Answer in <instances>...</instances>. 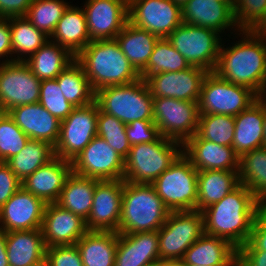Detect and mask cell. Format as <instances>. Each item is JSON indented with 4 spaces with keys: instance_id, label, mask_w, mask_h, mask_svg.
Returning a JSON list of instances; mask_svg holds the SVG:
<instances>
[{
    "instance_id": "1",
    "label": "cell",
    "mask_w": 266,
    "mask_h": 266,
    "mask_svg": "<svg viewBox=\"0 0 266 266\" xmlns=\"http://www.w3.org/2000/svg\"><path fill=\"white\" fill-rule=\"evenodd\" d=\"M263 207L254 193L240 183L202 211L204 234L226 239L238 249L249 241L254 219Z\"/></svg>"
},
{
    "instance_id": "2",
    "label": "cell",
    "mask_w": 266,
    "mask_h": 266,
    "mask_svg": "<svg viewBox=\"0 0 266 266\" xmlns=\"http://www.w3.org/2000/svg\"><path fill=\"white\" fill-rule=\"evenodd\" d=\"M239 33L242 38L238 43L227 48L221 43L214 72L258 95L266 79V31L242 30Z\"/></svg>"
},
{
    "instance_id": "3",
    "label": "cell",
    "mask_w": 266,
    "mask_h": 266,
    "mask_svg": "<svg viewBox=\"0 0 266 266\" xmlns=\"http://www.w3.org/2000/svg\"><path fill=\"white\" fill-rule=\"evenodd\" d=\"M75 61L83 68L95 92L140 79L116 39L91 41L75 56Z\"/></svg>"
},
{
    "instance_id": "4",
    "label": "cell",
    "mask_w": 266,
    "mask_h": 266,
    "mask_svg": "<svg viewBox=\"0 0 266 266\" xmlns=\"http://www.w3.org/2000/svg\"><path fill=\"white\" fill-rule=\"evenodd\" d=\"M169 212L152 184L124 181L118 233L158 231Z\"/></svg>"
},
{
    "instance_id": "5",
    "label": "cell",
    "mask_w": 266,
    "mask_h": 266,
    "mask_svg": "<svg viewBox=\"0 0 266 266\" xmlns=\"http://www.w3.org/2000/svg\"><path fill=\"white\" fill-rule=\"evenodd\" d=\"M95 102L101 111L125 125L137 121H153V96L142 78L126 85L109 86L95 92Z\"/></svg>"
},
{
    "instance_id": "6",
    "label": "cell",
    "mask_w": 266,
    "mask_h": 266,
    "mask_svg": "<svg viewBox=\"0 0 266 266\" xmlns=\"http://www.w3.org/2000/svg\"><path fill=\"white\" fill-rule=\"evenodd\" d=\"M183 145L161 136L150 143L131 146L124 161L123 180L152 184L183 153Z\"/></svg>"
},
{
    "instance_id": "7",
    "label": "cell",
    "mask_w": 266,
    "mask_h": 266,
    "mask_svg": "<svg viewBox=\"0 0 266 266\" xmlns=\"http://www.w3.org/2000/svg\"><path fill=\"white\" fill-rule=\"evenodd\" d=\"M152 185L170 212L196 210L198 170L183 153Z\"/></svg>"
},
{
    "instance_id": "8",
    "label": "cell",
    "mask_w": 266,
    "mask_h": 266,
    "mask_svg": "<svg viewBox=\"0 0 266 266\" xmlns=\"http://www.w3.org/2000/svg\"><path fill=\"white\" fill-rule=\"evenodd\" d=\"M167 39L190 66L214 72L222 43L219 33L183 22Z\"/></svg>"
},
{
    "instance_id": "9",
    "label": "cell",
    "mask_w": 266,
    "mask_h": 266,
    "mask_svg": "<svg viewBox=\"0 0 266 266\" xmlns=\"http://www.w3.org/2000/svg\"><path fill=\"white\" fill-rule=\"evenodd\" d=\"M257 100L250 89L230 83L215 72L205 76L198 100L199 115L220 114L237 116Z\"/></svg>"
},
{
    "instance_id": "10",
    "label": "cell",
    "mask_w": 266,
    "mask_h": 266,
    "mask_svg": "<svg viewBox=\"0 0 266 266\" xmlns=\"http://www.w3.org/2000/svg\"><path fill=\"white\" fill-rule=\"evenodd\" d=\"M204 234L203 213L198 210L169 212L158 230L161 260H181L190 246Z\"/></svg>"
},
{
    "instance_id": "11",
    "label": "cell",
    "mask_w": 266,
    "mask_h": 266,
    "mask_svg": "<svg viewBox=\"0 0 266 266\" xmlns=\"http://www.w3.org/2000/svg\"><path fill=\"white\" fill-rule=\"evenodd\" d=\"M153 117L161 136L183 145L197 132L198 102L153 97Z\"/></svg>"
},
{
    "instance_id": "12",
    "label": "cell",
    "mask_w": 266,
    "mask_h": 266,
    "mask_svg": "<svg viewBox=\"0 0 266 266\" xmlns=\"http://www.w3.org/2000/svg\"><path fill=\"white\" fill-rule=\"evenodd\" d=\"M98 104L75 107L61 121L59 140L54 147L56 157L72 161L97 135Z\"/></svg>"
},
{
    "instance_id": "13",
    "label": "cell",
    "mask_w": 266,
    "mask_h": 266,
    "mask_svg": "<svg viewBox=\"0 0 266 266\" xmlns=\"http://www.w3.org/2000/svg\"><path fill=\"white\" fill-rule=\"evenodd\" d=\"M128 22L159 38H167L183 23L181 6L172 0H130Z\"/></svg>"
},
{
    "instance_id": "14",
    "label": "cell",
    "mask_w": 266,
    "mask_h": 266,
    "mask_svg": "<svg viewBox=\"0 0 266 266\" xmlns=\"http://www.w3.org/2000/svg\"><path fill=\"white\" fill-rule=\"evenodd\" d=\"M41 80L24 61H0V106L6 112L21 105L39 102Z\"/></svg>"
},
{
    "instance_id": "15",
    "label": "cell",
    "mask_w": 266,
    "mask_h": 266,
    "mask_svg": "<svg viewBox=\"0 0 266 266\" xmlns=\"http://www.w3.org/2000/svg\"><path fill=\"white\" fill-rule=\"evenodd\" d=\"M124 161L102 137L96 135L71 161L72 172L98 180H123Z\"/></svg>"
},
{
    "instance_id": "16",
    "label": "cell",
    "mask_w": 266,
    "mask_h": 266,
    "mask_svg": "<svg viewBox=\"0 0 266 266\" xmlns=\"http://www.w3.org/2000/svg\"><path fill=\"white\" fill-rule=\"evenodd\" d=\"M124 180H99L95 186L93 204L86 221L88 231L118 233Z\"/></svg>"
},
{
    "instance_id": "17",
    "label": "cell",
    "mask_w": 266,
    "mask_h": 266,
    "mask_svg": "<svg viewBox=\"0 0 266 266\" xmlns=\"http://www.w3.org/2000/svg\"><path fill=\"white\" fill-rule=\"evenodd\" d=\"M84 6L91 41L115 39L128 22L126 0H87Z\"/></svg>"
},
{
    "instance_id": "18",
    "label": "cell",
    "mask_w": 266,
    "mask_h": 266,
    "mask_svg": "<svg viewBox=\"0 0 266 266\" xmlns=\"http://www.w3.org/2000/svg\"><path fill=\"white\" fill-rule=\"evenodd\" d=\"M208 71L190 66L178 72H163L150 76L146 82L153 97L175 98L198 102L201 86Z\"/></svg>"
},
{
    "instance_id": "19",
    "label": "cell",
    "mask_w": 266,
    "mask_h": 266,
    "mask_svg": "<svg viewBox=\"0 0 266 266\" xmlns=\"http://www.w3.org/2000/svg\"><path fill=\"white\" fill-rule=\"evenodd\" d=\"M45 206L21 187L0 208V228L5 232L41 229Z\"/></svg>"
},
{
    "instance_id": "20",
    "label": "cell",
    "mask_w": 266,
    "mask_h": 266,
    "mask_svg": "<svg viewBox=\"0 0 266 266\" xmlns=\"http://www.w3.org/2000/svg\"><path fill=\"white\" fill-rule=\"evenodd\" d=\"M41 230L46 247L76 244L88 231L84 219L56 202L46 203Z\"/></svg>"
},
{
    "instance_id": "21",
    "label": "cell",
    "mask_w": 266,
    "mask_h": 266,
    "mask_svg": "<svg viewBox=\"0 0 266 266\" xmlns=\"http://www.w3.org/2000/svg\"><path fill=\"white\" fill-rule=\"evenodd\" d=\"M183 154L198 170L239 171V159L231 146L218 145L196 134L183 144Z\"/></svg>"
},
{
    "instance_id": "22",
    "label": "cell",
    "mask_w": 266,
    "mask_h": 266,
    "mask_svg": "<svg viewBox=\"0 0 266 266\" xmlns=\"http://www.w3.org/2000/svg\"><path fill=\"white\" fill-rule=\"evenodd\" d=\"M7 113L30 139L56 146L60 136L61 121L39 102L14 107Z\"/></svg>"
},
{
    "instance_id": "23",
    "label": "cell",
    "mask_w": 266,
    "mask_h": 266,
    "mask_svg": "<svg viewBox=\"0 0 266 266\" xmlns=\"http://www.w3.org/2000/svg\"><path fill=\"white\" fill-rule=\"evenodd\" d=\"M159 261L158 231L118 233L114 266H155Z\"/></svg>"
},
{
    "instance_id": "24",
    "label": "cell",
    "mask_w": 266,
    "mask_h": 266,
    "mask_svg": "<svg viewBox=\"0 0 266 266\" xmlns=\"http://www.w3.org/2000/svg\"><path fill=\"white\" fill-rule=\"evenodd\" d=\"M71 173L72 162L55 156L29 175L22 182V187L45 203H55Z\"/></svg>"
},
{
    "instance_id": "25",
    "label": "cell",
    "mask_w": 266,
    "mask_h": 266,
    "mask_svg": "<svg viewBox=\"0 0 266 266\" xmlns=\"http://www.w3.org/2000/svg\"><path fill=\"white\" fill-rule=\"evenodd\" d=\"M181 11L182 21L189 25L211 29L220 34L231 27H236L234 30L239 32L235 23L234 3L189 0L181 7Z\"/></svg>"
},
{
    "instance_id": "26",
    "label": "cell",
    "mask_w": 266,
    "mask_h": 266,
    "mask_svg": "<svg viewBox=\"0 0 266 266\" xmlns=\"http://www.w3.org/2000/svg\"><path fill=\"white\" fill-rule=\"evenodd\" d=\"M181 261L196 266H237V248L226 239L203 234Z\"/></svg>"
},
{
    "instance_id": "27",
    "label": "cell",
    "mask_w": 266,
    "mask_h": 266,
    "mask_svg": "<svg viewBox=\"0 0 266 266\" xmlns=\"http://www.w3.org/2000/svg\"><path fill=\"white\" fill-rule=\"evenodd\" d=\"M235 119L232 147L241 157L253 149L263 147L264 104L258 99Z\"/></svg>"
},
{
    "instance_id": "28",
    "label": "cell",
    "mask_w": 266,
    "mask_h": 266,
    "mask_svg": "<svg viewBox=\"0 0 266 266\" xmlns=\"http://www.w3.org/2000/svg\"><path fill=\"white\" fill-rule=\"evenodd\" d=\"M41 229L6 232L9 266H33L46 256Z\"/></svg>"
},
{
    "instance_id": "29",
    "label": "cell",
    "mask_w": 266,
    "mask_h": 266,
    "mask_svg": "<svg viewBox=\"0 0 266 266\" xmlns=\"http://www.w3.org/2000/svg\"><path fill=\"white\" fill-rule=\"evenodd\" d=\"M50 39L74 56L82 51L91 42L83 8L69 5Z\"/></svg>"
},
{
    "instance_id": "30",
    "label": "cell",
    "mask_w": 266,
    "mask_h": 266,
    "mask_svg": "<svg viewBox=\"0 0 266 266\" xmlns=\"http://www.w3.org/2000/svg\"><path fill=\"white\" fill-rule=\"evenodd\" d=\"M115 39L131 66L140 74L147 66L159 37L127 22Z\"/></svg>"
},
{
    "instance_id": "31",
    "label": "cell",
    "mask_w": 266,
    "mask_h": 266,
    "mask_svg": "<svg viewBox=\"0 0 266 266\" xmlns=\"http://www.w3.org/2000/svg\"><path fill=\"white\" fill-rule=\"evenodd\" d=\"M118 233L87 231L76 243L83 266H114Z\"/></svg>"
},
{
    "instance_id": "32",
    "label": "cell",
    "mask_w": 266,
    "mask_h": 266,
    "mask_svg": "<svg viewBox=\"0 0 266 266\" xmlns=\"http://www.w3.org/2000/svg\"><path fill=\"white\" fill-rule=\"evenodd\" d=\"M74 60L75 56L70 51L50 39L24 62L43 81L56 79Z\"/></svg>"
},
{
    "instance_id": "33",
    "label": "cell",
    "mask_w": 266,
    "mask_h": 266,
    "mask_svg": "<svg viewBox=\"0 0 266 266\" xmlns=\"http://www.w3.org/2000/svg\"><path fill=\"white\" fill-rule=\"evenodd\" d=\"M239 184L238 171H198L196 210L202 212L208 206L219 202Z\"/></svg>"
},
{
    "instance_id": "34",
    "label": "cell",
    "mask_w": 266,
    "mask_h": 266,
    "mask_svg": "<svg viewBox=\"0 0 266 266\" xmlns=\"http://www.w3.org/2000/svg\"><path fill=\"white\" fill-rule=\"evenodd\" d=\"M98 181L96 178L83 177L72 172L67 177L56 203L87 221Z\"/></svg>"
},
{
    "instance_id": "35",
    "label": "cell",
    "mask_w": 266,
    "mask_h": 266,
    "mask_svg": "<svg viewBox=\"0 0 266 266\" xmlns=\"http://www.w3.org/2000/svg\"><path fill=\"white\" fill-rule=\"evenodd\" d=\"M239 182L266 207V147L243 154L239 159Z\"/></svg>"
},
{
    "instance_id": "36",
    "label": "cell",
    "mask_w": 266,
    "mask_h": 266,
    "mask_svg": "<svg viewBox=\"0 0 266 266\" xmlns=\"http://www.w3.org/2000/svg\"><path fill=\"white\" fill-rule=\"evenodd\" d=\"M10 32L12 58L14 54L17 55L14 56V61H25L26 57H30L50 40L49 36L37 29L24 16L10 18Z\"/></svg>"
},
{
    "instance_id": "37",
    "label": "cell",
    "mask_w": 266,
    "mask_h": 266,
    "mask_svg": "<svg viewBox=\"0 0 266 266\" xmlns=\"http://www.w3.org/2000/svg\"><path fill=\"white\" fill-rule=\"evenodd\" d=\"M55 157L54 147L44 141L29 139L25 147L6 163L21 183L39 167Z\"/></svg>"
},
{
    "instance_id": "38",
    "label": "cell",
    "mask_w": 266,
    "mask_h": 266,
    "mask_svg": "<svg viewBox=\"0 0 266 266\" xmlns=\"http://www.w3.org/2000/svg\"><path fill=\"white\" fill-rule=\"evenodd\" d=\"M56 80L66 100L74 107L87 106L95 101V91L83 68L75 60Z\"/></svg>"
},
{
    "instance_id": "39",
    "label": "cell",
    "mask_w": 266,
    "mask_h": 266,
    "mask_svg": "<svg viewBox=\"0 0 266 266\" xmlns=\"http://www.w3.org/2000/svg\"><path fill=\"white\" fill-rule=\"evenodd\" d=\"M187 60L172 46L167 38H159L145 69L139 74L147 80L150 76L163 72H178L189 68Z\"/></svg>"
},
{
    "instance_id": "40",
    "label": "cell",
    "mask_w": 266,
    "mask_h": 266,
    "mask_svg": "<svg viewBox=\"0 0 266 266\" xmlns=\"http://www.w3.org/2000/svg\"><path fill=\"white\" fill-rule=\"evenodd\" d=\"M235 131V119L231 115H199L196 135L218 145L232 147Z\"/></svg>"
},
{
    "instance_id": "41",
    "label": "cell",
    "mask_w": 266,
    "mask_h": 266,
    "mask_svg": "<svg viewBox=\"0 0 266 266\" xmlns=\"http://www.w3.org/2000/svg\"><path fill=\"white\" fill-rule=\"evenodd\" d=\"M68 6L64 0H33L24 17L50 37Z\"/></svg>"
},
{
    "instance_id": "42",
    "label": "cell",
    "mask_w": 266,
    "mask_h": 266,
    "mask_svg": "<svg viewBox=\"0 0 266 266\" xmlns=\"http://www.w3.org/2000/svg\"><path fill=\"white\" fill-rule=\"evenodd\" d=\"M97 135L102 137L124 160L127 158L131 145L126 135V125L100 109L97 118Z\"/></svg>"
},
{
    "instance_id": "43",
    "label": "cell",
    "mask_w": 266,
    "mask_h": 266,
    "mask_svg": "<svg viewBox=\"0 0 266 266\" xmlns=\"http://www.w3.org/2000/svg\"><path fill=\"white\" fill-rule=\"evenodd\" d=\"M234 17L239 31H266V0H234Z\"/></svg>"
},
{
    "instance_id": "44",
    "label": "cell",
    "mask_w": 266,
    "mask_h": 266,
    "mask_svg": "<svg viewBox=\"0 0 266 266\" xmlns=\"http://www.w3.org/2000/svg\"><path fill=\"white\" fill-rule=\"evenodd\" d=\"M29 139L7 113L0 120V161L6 162L18 154Z\"/></svg>"
},
{
    "instance_id": "45",
    "label": "cell",
    "mask_w": 266,
    "mask_h": 266,
    "mask_svg": "<svg viewBox=\"0 0 266 266\" xmlns=\"http://www.w3.org/2000/svg\"><path fill=\"white\" fill-rule=\"evenodd\" d=\"M39 103L60 121L75 108L66 100L56 79L41 81Z\"/></svg>"
},
{
    "instance_id": "46",
    "label": "cell",
    "mask_w": 266,
    "mask_h": 266,
    "mask_svg": "<svg viewBox=\"0 0 266 266\" xmlns=\"http://www.w3.org/2000/svg\"><path fill=\"white\" fill-rule=\"evenodd\" d=\"M126 135L131 146L150 143L161 137L154 121L137 120L126 125Z\"/></svg>"
},
{
    "instance_id": "47",
    "label": "cell",
    "mask_w": 266,
    "mask_h": 266,
    "mask_svg": "<svg viewBox=\"0 0 266 266\" xmlns=\"http://www.w3.org/2000/svg\"><path fill=\"white\" fill-rule=\"evenodd\" d=\"M45 258L50 266H83L76 244L47 247Z\"/></svg>"
},
{
    "instance_id": "48",
    "label": "cell",
    "mask_w": 266,
    "mask_h": 266,
    "mask_svg": "<svg viewBox=\"0 0 266 266\" xmlns=\"http://www.w3.org/2000/svg\"><path fill=\"white\" fill-rule=\"evenodd\" d=\"M237 251H265L266 254V207L256 215L249 241Z\"/></svg>"
},
{
    "instance_id": "49",
    "label": "cell",
    "mask_w": 266,
    "mask_h": 266,
    "mask_svg": "<svg viewBox=\"0 0 266 266\" xmlns=\"http://www.w3.org/2000/svg\"><path fill=\"white\" fill-rule=\"evenodd\" d=\"M22 187L21 181L6 162L0 161V208Z\"/></svg>"
},
{
    "instance_id": "50",
    "label": "cell",
    "mask_w": 266,
    "mask_h": 266,
    "mask_svg": "<svg viewBox=\"0 0 266 266\" xmlns=\"http://www.w3.org/2000/svg\"><path fill=\"white\" fill-rule=\"evenodd\" d=\"M33 0H0V18L25 16Z\"/></svg>"
},
{
    "instance_id": "51",
    "label": "cell",
    "mask_w": 266,
    "mask_h": 266,
    "mask_svg": "<svg viewBox=\"0 0 266 266\" xmlns=\"http://www.w3.org/2000/svg\"><path fill=\"white\" fill-rule=\"evenodd\" d=\"M10 55V56H9ZM8 56L11 59H8ZM7 57L4 61L3 58ZM2 63L14 61L12 59V45H11V32H10V18H0V59Z\"/></svg>"
},
{
    "instance_id": "52",
    "label": "cell",
    "mask_w": 266,
    "mask_h": 266,
    "mask_svg": "<svg viewBox=\"0 0 266 266\" xmlns=\"http://www.w3.org/2000/svg\"><path fill=\"white\" fill-rule=\"evenodd\" d=\"M237 266H266L265 251H237Z\"/></svg>"
},
{
    "instance_id": "53",
    "label": "cell",
    "mask_w": 266,
    "mask_h": 266,
    "mask_svg": "<svg viewBox=\"0 0 266 266\" xmlns=\"http://www.w3.org/2000/svg\"><path fill=\"white\" fill-rule=\"evenodd\" d=\"M0 266H9L6 252V232L0 228Z\"/></svg>"
},
{
    "instance_id": "54",
    "label": "cell",
    "mask_w": 266,
    "mask_h": 266,
    "mask_svg": "<svg viewBox=\"0 0 266 266\" xmlns=\"http://www.w3.org/2000/svg\"><path fill=\"white\" fill-rule=\"evenodd\" d=\"M156 266H185L181 260H161Z\"/></svg>"
},
{
    "instance_id": "55",
    "label": "cell",
    "mask_w": 266,
    "mask_h": 266,
    "mask_svg": "<svg viewBox=\"0 0 266 266\" xmlns=\"http://www.w3.org/2000/svg\"><path fill=\"white\" fill-rule=\"evenodd\" d=\"M257 99L263 103L264 105H266V79L263 82L262 88L259 92V94L257 95Z\"/></svg>"
},
{
    "instance_id": "56",
    "label": "cell",
    "mask_w": 266,
    "mask_h": 266,
    "mask_svg": "<svg viewBox=\"0 0 266 266\" xmlns=\"http://www.w3.org/2000/svg\"><path fill=\"white\" fill-rule=\"evenodd\" d=\"M263 146L266 147V105H264Z\"/></svg>"
},
{
    "instance_id": "57",
    "label": "cell",
    "mask_w": 266,
    "mask_h": 266,
    "mask_svg": "<svg viewBox=\"0 0 266 266\" xmlns=\"http://www.w3.org/2000/svg\"><path fill=\"white\" fill-rule=\"evenodd\" d=\"M33 266H50V264L49 261L46 258H44L43 260L34 264Z\"/></svg>"
},
{
    "instance_id": "58",
    "label": "cell",
    "mask_w": 266,
    "mask_h": 266,
    "mask_svg": "<svg viewBox=\"0 0 266 266\" xmlns=\"http://www.w3.org/2000/svg\"><path fill=\"white\" fill-rule=\"evenodd\" d=\"M172 1L182 7L189 0H172Z\"/></svg>"
},
{
    "instance_id": "59",
    "label": "cell",
    "mask_w": 266,
    "mask_h": 266,
    "mask_svg": "<svg viewBox=\"0 0 266 266\" xmlns=\"http://www.w3.org/2000/svg\"><path fill=\"white\" fill-rule=\"evenodd\" d=\"M7 114V112L5 111V109L0 106V120Z\"/></svg>"
},
{
    "instance_id": "60",
    "label": "cell",
    "mask_w": 266,
    "mask_h": 266,
    "mask_svg": "<svg viewBox=\"0 0 266 266\" xmlns=\"http://www.w3.org/2000/svg\"><path fill=\"white\" fill-rule=\"evenodd\" d=\"M215 2H222V3H234V0H213Z\"/></svg>"
}]
</instances>
